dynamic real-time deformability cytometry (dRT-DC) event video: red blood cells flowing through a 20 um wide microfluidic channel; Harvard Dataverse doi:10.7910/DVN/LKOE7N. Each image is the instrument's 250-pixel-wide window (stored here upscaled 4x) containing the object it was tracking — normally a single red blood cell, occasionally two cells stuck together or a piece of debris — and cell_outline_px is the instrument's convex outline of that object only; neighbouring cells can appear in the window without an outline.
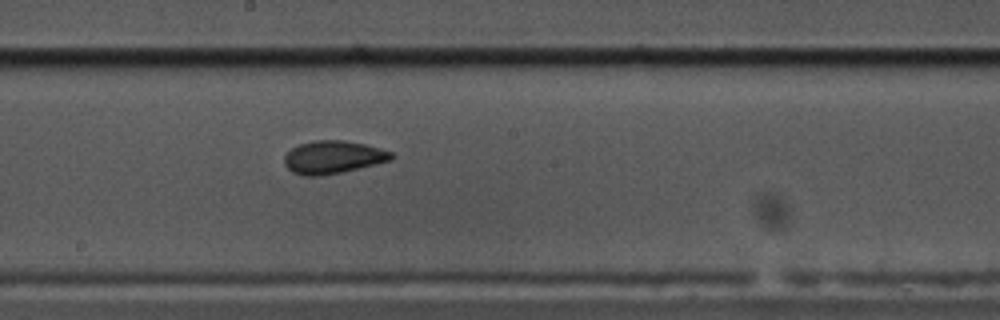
{"species": "common noctule bat (a hibernating species)", "species_latin": "Nyctalus noctula", "temperature_condition": "cold", "stored_images_in_passage": 45, "camera_frame_rate_fps": 3000, "um_per_image_px": 0.085, "animal": {"sex": "male", "body_mass_g": 17.5, "forearm_length_mm": 52.3}, "frame": {"image": 1, "passage_image": 25, "time_ms": 8.0, "image_size_px": [1000, 320], "cell_outline_px": [[396, 156], [392, 160], [340, 172], [320, 176], [304, 176], [292, 172], [284, 164], [284, 156], [292, 148], [300, 144], [316, 140], [344, 140], [364, 144], [392, 152]], "centroid_in_image_um": [28.3, 13.36], "position_along_channel_um": 219.9, "area_um2": 20.35}}
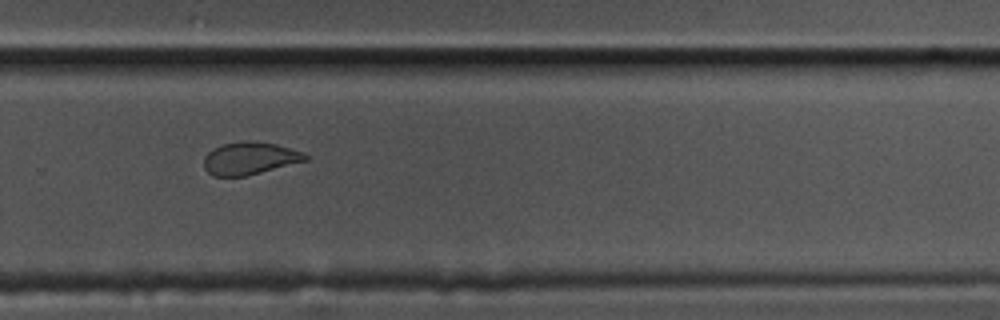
{"frame": {"image": 2, "passage_image": 33, "time_ms": 10.667, "image_size_px": [1000, 320], "cell_outline_px": [[308, 160], [244, 176], [212, 176], [204, 168], [204, 156], [212, 148], [220, 144], [244, 140], [252, 140], [276, 144], [304, 152], [308, 156]], "centroid_in_image_um": [21.2, 13.43], "position_along_channel_um": 308.6, "area_um2": 19.36}}
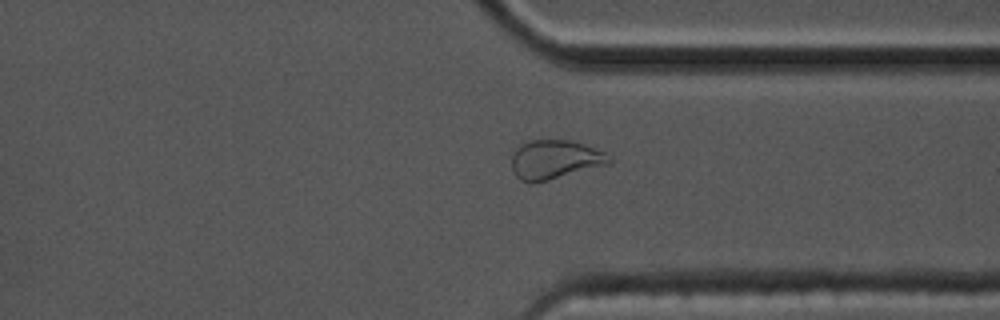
{"frame": {"image": 3, "passage_image": 38, "time_ms": 12.333, "image_size_px": [1000, 320], "cell_outline_px": [[612, 164], [532, 184], [528, 184], [520, 180], [516, 176], [512, 168], [512, 156], [516, 148], [520, 144], [528, 140], [572, 140], [584, 144], [604, 152], [612, 156]], "centroid_in_image_um": [47.18, 13.57], "position_along_channel_um": 364.2, "area_um2": 22.6}}